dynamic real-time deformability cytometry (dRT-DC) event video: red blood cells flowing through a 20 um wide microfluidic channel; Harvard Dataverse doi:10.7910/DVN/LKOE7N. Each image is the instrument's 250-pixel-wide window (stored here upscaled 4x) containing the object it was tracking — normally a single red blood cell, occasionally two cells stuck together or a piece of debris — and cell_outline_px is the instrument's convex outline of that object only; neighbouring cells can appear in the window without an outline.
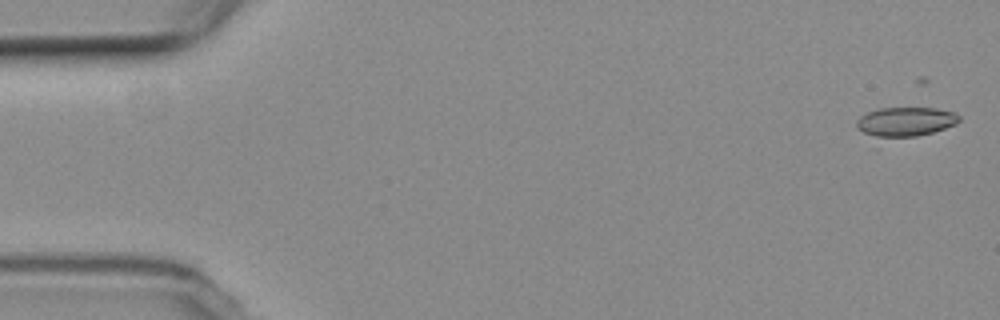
{"species": "common noctule bat (a hibernating species)", "species_latin": "Nyctalus noctula", "temperature_condition": "room temperature", "stored_images_in_passage": 6, "camera_frame_rate_fps": 3000, "um_per_image_px": 0.085, "animal": {"sex": "female", "body_mass_g": 19.3, "forearm_length_mm": 54.1}, "frame": {"image": 1, "passage_image": 1, "time_ms": 0.0, "image_size_px": [1000, 320], "cell_outline_px": [[960, 120], [956, 124], [932, 132], [916, 136], [876, 136], [864, 132], [856, 128], [856, 120], [860, 116], [868, 112], [880, 108], [936, 108], [952, 112], [960, 116]], "centroid_in_image_um": [76.97, 10.32], "position_along_channel_um": 8.0, "area_um2": 17.11}}
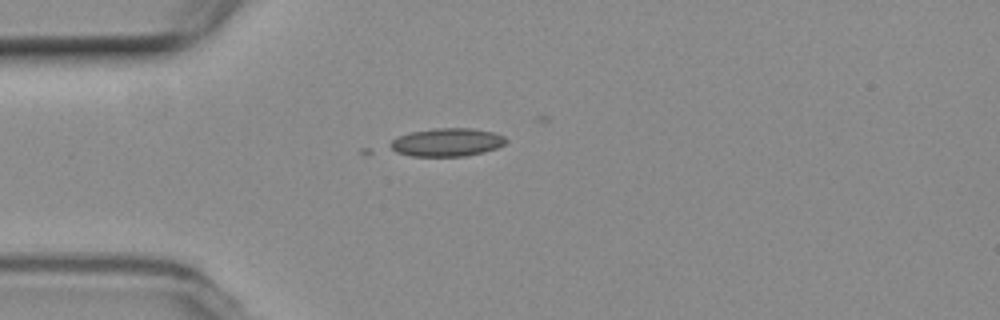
{"frame": {"image": 2, "passage_image": 5, "time_ms": 4.667, "image_size_px": [1000, 320], "cell_outline_px": [[508, 140], [504, 144], [496, 148], [484, 152], [464, 156], [412, 156], [396, 152], [388, 148], [388, 144], [396, 136], [408, 132], [436, 128], [472, 128], [492, 132], [504, 136]], "centroid_in_image_um": [37.94, 12.09], "position_along_channel_um": 47.1, "area_um2": 19.19}}